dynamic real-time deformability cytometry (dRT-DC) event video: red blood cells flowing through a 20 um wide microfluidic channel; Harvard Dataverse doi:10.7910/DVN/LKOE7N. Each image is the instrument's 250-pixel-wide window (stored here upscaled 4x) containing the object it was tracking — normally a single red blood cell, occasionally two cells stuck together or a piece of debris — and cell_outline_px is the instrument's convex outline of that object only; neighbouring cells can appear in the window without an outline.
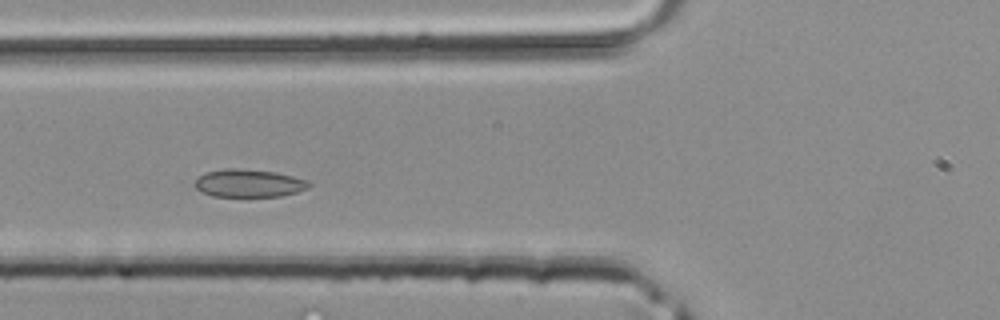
{"species": "common noctule bat (a hibernating species)", "species_latin": "Nyctalus noctula", "temperature_condition": "room temperature", "stored_images_in_passage": 37, "camera_frame_rate_fps": 3000, "um_per_image_px": 0.085, "animal": {"sex": "male", "body_mass_g": 20.4}, "frame": {"image": 1, "passage_image": 11, "time_ms": 3.333, "image_size_px": [1000, 320], "cell_outline_px": [[312, 184], [308, 188], [296, 192], [280, 196], [212, 196], [196, 188], [192, 184], [204, 172], [224, 168], [236, 168], [276, 172], [308, 180]], "centroid_in_image_um": [21.14, 15.56], "position_along_channel_um": 104.7, "area_um2": 18.5}}
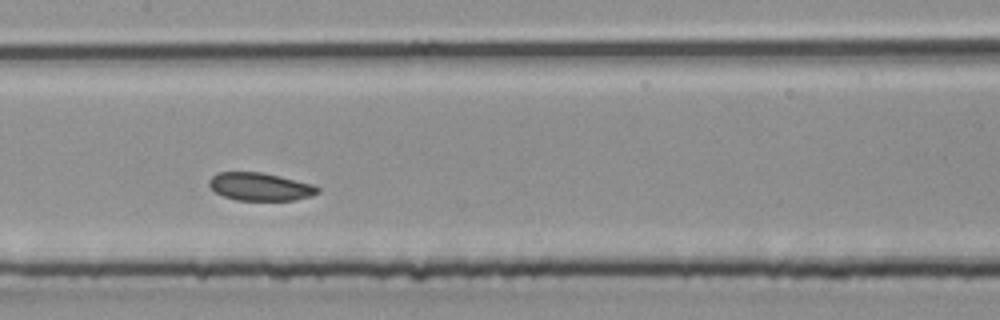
{"frame": {"image": 2, "passage_image": 16, "time_ms": 5.0, "image_size_px": [1000, 320], "cell_outline_px": [[320, 192], [312, 196], [296, 200], [236, 200], [224, 196], [216, 192], [208, 184], [208, 180], [216, 172], [260, 172], [312, 184], [320, 188]], "centroid_in_image_um": [22.11, 15.87], "position_along_channel_um": 185.3, "area_um2": 17.57}}
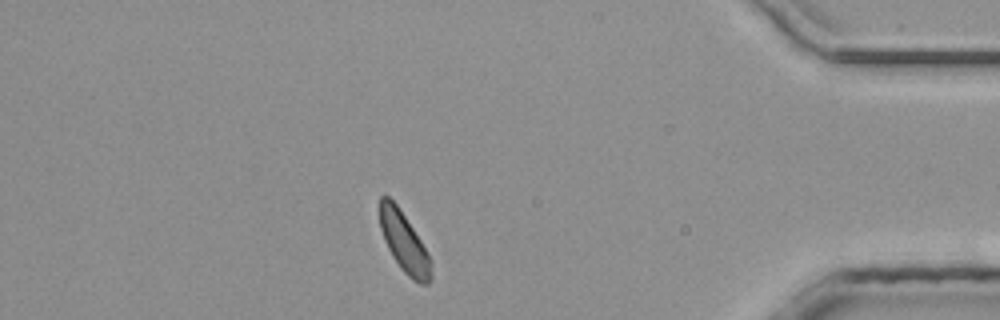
{"frame": {"image": 3, "passage_image": 32, "time_ms": 10.333, "image_size_px": [1000, 320], "cell_outline_px": [[432, 280], [428, 284], [420, 284], [412, 280], [400, 268], [392, 256], [384, 240], [380, 228], [380, 196], [388, 196], [396, 204], [420, 240], [428, 256], [432, 276]], "centroid_in_image_um": [34.33, 20.63], "position_along_channel_um": 400.9, "area_um2": 17.46}}